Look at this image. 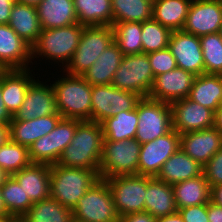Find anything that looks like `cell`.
Wrapping results in <instances>:
<instances>
[{"label": "cell", "instance_id": "e0dca14e", "mask_svg": "<svg viewBox=\"0 0 222 222\" xmlns=\"http://www.w3.org/2000/svg\"><path fill=\"white\" fill-rule=\"evenodd\" d=\"M195 75L181 68L154 77L148 97L161 102L172 103L188 97Z\"/></svg>", "mask_w": 222, "mask_h": 222}, {"label": "cell", "instance_id": "277c9868", "mask_svg": "<svg viewBox=\"0 0 222 222\" xmlns=\"http://www.w3.org/2000/svg\"><path fill=\"white\" fill-rule=\"evenodd\" d=\"M94 170L50 165V197L63 206L73 209L80 197L98 180Z\"/></svg>", "mask_w": 222, "mask_h": 222}, {"label": "cell", "instance_id": "7a4b0ae2", "mask_svg": "<svg viewBox=\"0 0 222 222\" xmlns=\"http://www.w3.org/2000/svg\"><path fill=\"white\" fill-rule=\"evenodd\" d=\"M62 74L51 82L58 113L62 118L91 120L92 85L82 76Z\"/></svg>", "mask_w": 222, "mask_h": 222}, {"label": "cell", "instance_id": "5bb4252c", "mask_svg": "<svg viewBox=\"0 0 222 222\" xmlns=\"http://www.w3.org/2000/svg\"><path fill=\"white\" fill-rule=\"evenodd\" d=\"M172 111V126L184 134L214 127L215 112L207 107L185 98L170 103Z\"/></svg>", "mask_w": 222, "mask_h": 222}, {"label": "cell", "instance_id": "6f0895ef", "mask_svg": "<svg viewBox=\"0 0 222 222\" xmlns=\"http://www.w3.org/2000/svg\"><path fill=\"white\" fill-rule=\"evenodd\" d=\"M16 218L13 216L0 217V222H13Z\"/></svg>", "mask_w": 222, "mask_h": 222}, {"label": "cell", "instance_id": "9c48e42d", "mask_svg": "<svg viewBox=\"0 0 222 222\" xmlns=\"http://www.w3.org/2000/svg\"><path fill=\"white\" fill-rule=\"evenodd\" d=\"M154 82L148 54L124 55L113 76L111 85L136 93L141 98L148 97Z\"/></svg>", "mask_w": 222, "mask_h": 222}, {"label": "cell", "instance_id": "ab89813d", "mask_svg": "<svg viewBox=\"0 0 222 222\" xmlns=\"http://www.w3.org/2000/svg\"><path fill=\"white\" fill-rule=\"evenodd\" d=\"M115 87L108 85H92L91 121L101 123L112 117Z\"/></svg>", "mask_w": 222, "mask_h": 222}, {"label": "cell", "instance_id": "3957f363", "mask_svg": "<svg viewBox=\"0 0 222 222\" xmlns=\"http://www.w3.org/2000/svg\"><path fill=\"white\" fill-rule=\"evenodd\" d=\"M84 25L75 23L66 27L42 29L36 43L32 46V61L35 58L49 60L65 68L79 45ZM53 61V62H52ZM64 66V67H63Z\"/></svg>", "mask_w": 222, "mask_h": 222}, {"label": "cell", "instance_id": "603a6c76", "mask_svg": "<svg viewBox=\"0 0 222 222\" xmlns=\"http://www.w3.org/2000/svg\"><path fill=\"white\" fill-rule=\"evenodd\" d=\"M145 212L158 218L170 215L178 211L172 185L148 176V184L145 190Z\"/></svg>", "mask_w": 222, "mask_h": 222}, {"label": "cell", "instance_id": "1f68e13d", "mask_svg": "<svg viewBox=\"0 0 222 222\" xmlns=\"http://www.w3.org/2000/svg\"><path fill=\"white\" fill-rule=\"evenodd\" d=\"M138 124L137 105L130 111H122L101 122L104 140L135 139Z\"/></svg>", "mask_w": 222, "mask_h": 222}, {"label": "cell", "instance_id": "f35d334b", "mask_svg": "<svg viewBox=\"0 0 222 222\" xmlns=\"http://www.w3.org/2000/svg\"><path fill=\"white\" fill-rule=\"evenodd\" d=\"M204 59V74L222 75V38L220 33L199 37Z\"/></svg>", "mask_w": 222, "mask_h": 222}, {"label": "cell", "instance_id": "7402d4cb", "mask_svg": "<svg viewBox=\"0 0 222 222\" xmlns=\"http://www.w3.org/2000/svg\"><path fill=\"white\" fill-rule=\"evenodd\" d=\"M61 118V115H47L32 120L12 118L9 125L10 140L29 148L37 139L49 134Z\"/></svg>", "mask_w": 222, "mask_h": 222}, {"label": "cell", "instance_id": "f1b7e54d", "mask_svg": "<svg viewBox=\"0 0 222 222\" xmlns=\"http://www.w3.org/2000/svg\"><path fill=\"white\" fill-rule=\"evenodd\" d=\"M177 209L207 204L211 188L203 174L172 185Z\"/></svg>", "mask_w": 222, "mask_h": 222}, {"label": "cell", "instance_id": "836d02e7", "mask_svg": "<svg viewBox=\"0 0 222 222\" xmlns=\"http://www.w3.org/2000/svg\"><path fill=\"white\" fill-rule=\"evenodd\" d=\"M113 23L144 22L152 18L153 0H111Z\"/></svg>", "mask_w": 222, "mask_h": 222}, {"label": "cell", "instance_id": "ee69618b", "mask_svg": "<svg viewBox=\"0 0 222 222\" xmlns=\"http://www.w3.org/2000/svg\"><path fill=\"white\" fill-rule=\"evenodd\" d=\"M184 222H209L207 214V204L189 206L178 209Z\"/></svg>", "mask_w": 222, "mask_h": 222}, {"label": "cell", "instance_id": "f5cc1de1", "mask_svg": "<svg viewBox=\"0 0 222 222\" xmlns=\"http://www.w3.org/2000/svg\"><path fill=\"white\" fill-rule=\"evenodd\" d=\"M10 139L9 126L0 125V147Z\"/></svg>", "mask_w": 222, "mask_h": 222}, {"label": "cell", "instance_id": "8d00e7d4", "mask_svg": "<svg viewBox=\"0 0 222 222\" xmlns=\"http://www.w3.org/2000/svg\"><path fill=\"white\" fill-rule=\"evenodd\" d=\"M31 163L29 148L14 143L10 139L0 147V168L9 176Z\"/></svg>", "mask_w": 222, "mask_h": 222}, {"label": "cell", "instance_id": "5b68a950", "mask_svg": "<svg viewBox=\"0 0 222 222\" xmlns=\"http://www.w3.org/2000/svg\"><path fill=\"white\" fill-rule=\"evenodd\" d=\"M113 42L112 26H85L78 47L67 66L61 71L69 75L82 76Z\"/></svg>", "mask_w": 222, "mask_h": 222}, {"label": "cell", "instance_id": "4dcf8cb0", "mask_svg": "<svg viewBox=\"0 0 222 222\" xmlns=\"http://www.w3.org/2000/svg\"><path fill=\"white\" fill-rule=\"evenodd\" d=\"M77 21L84 26H112L111 0H73Z\"/></svg>", "mask_w": 222, "mask_h": 222}, {"label": "cell", "instance_id": "8992f818", "mask_svg": "<svg viewBox=\"0 0 222 222\" xmlns=\"http://www.w3.org/2000/svg\"><path fill=\"white\" fill-rule=\"evenodd\" d=\"M141 144L136 139L103 140L99 177L138 175Z\"/></svg>", "mask_w": 222, "mask_h": 222}, {"label": "cell", "instance_id": "f6af8a7d", "mask_svg": "<svg viewBox=\"0 0 222 222\" xmlns=\"http://www.w3.org/2000/svg\"><path fill=\"white\" fill-rule=\"evenodd\" d=\"M119 222H155V218L147 212H138L120 217Z\"/></svg>", "mask_w": 222, "mask_h": 222}, {"label": "cell", "instance_id": "d4e9b609", "mask_svg": "<svg viewBox=\"0 0 222 222\" xmlns=\"http://www.w3.org/2000/svg\"><path fill=\"white\" fill-rule=\"evenodd\" d=\"M203 166L179 148L163 165L156 178L174 185L202 175Z\"/></svg>", "mask_w": 222, "mask_h": 222}, {"label": "cell", "instance_id": "94428289", "mask_svg": "<svg viewBox=\"0 0 222 222\" xmlns=\"http://www.w3.org/2000/svg\"><path fill=\"white\" fill-rule=\"evenodd\" d=\"M13 222H24L21 218H16Z\"/></svg>", "mask_w": 222, "mask_h": 222}, {"label": "cell", "instance_id": "bcb514c9", "mask_svg": "<svg viewBox=\"0 0 222 222\" xmlns=\"http://www.w3.org/2000/svg\"><path fill=\"white\" fill-rule=\"evenodd\" d=\"M15 1L0 0V24H8L10 20V14L12 6Z\"/></svg>", "mask_w": 222, "mask_h": 222}, {"label": "cell", "instance_id": "b9f144b4", "mask_svg": "<svg viewBox=\"0 0 222 222\" xmlns=\"http://www.w3.org/2000/svg\"><path fill=\"white\" fill-rule=\"evenodd\" d=\"M202 174L210 188L222 184V147L203 166Z\"/></svg>", "mask_w": 222, "mask_h": 222}, {"label": "cell", "instance_id": "11a10c76", "mask_svg": "<svg viewBox=\"0 0 222 222\" xmlns=\"http://www.w3.org/2000/svg\"><path fill=\"white\" fill-rule=\"evenodd\" d=\"M42 0H17L19 3L37 6Z\"/></svg>", "mask_w": 222, "mask_h": 222}, {"label": "cell", "instance_id": "83f0119b", "mask_svg": "<svg viewBox=\"0 0 222 222\" xmlns=\"http://www.w3.org/2000/svg\"><path fill=\"white\" fill-rule=\"evenodd\" d=\"M187 98L215 112L222 104V75L196 76Z\"/></svg>", "mask_w": 222, "mask_h": 222}, {"label": "cell", "instance_id": "9a60e30c", "mask_svg": "<svg viewBox=\"0 0 222 222\" xmlns=\"http://www.w3.org/2000/svg\"><path fill=\"white\" fill-rule=\"evenodd\" d=\"M37 78L30 84L25 100L16 114L15 120H32L47 115H60L56 108L55 93L51 83ZM47 82V83H46Z\"/></svg>", "mask_w": 222, "mask_h": 222}, {"label": "cell", "instance_id": "d6986e66", "mask_svg": "<svg viewBox=\"0 0 222 222\" xmlns=\"http://www.w3.org/2000/svg\"><path fill=\"white\" fill-rule=\"evenodd\" d=\"M222 147V134L215 128L180 134V148L204 166Z\"/></svg>", "mask_w": 222, "mask_h": 222}, {"label": "cell", "instance_id": "52a82bcc", "mask_svg": "<svg viewBox=\"0 0 222 222\" xmlns=\"http://www.w3.org/2000/svg\"><path fill=\"white\" fill-rule=\"evenodd\" d=\"M74 217L86 222H119L120 215L105 179H99L79 198L72 209Z\"/></svg>", "mask_w": 222, "mask_h": 222}, {"label": "cell", "instance_id": "816d5d0a", "mask_svg": "<svg viewBox=\"0 0 222 222\" xmlns=\"http://www.w3.org/2000/svg\"><path fill=\"white\" fill-rule=\"evenodd\" d=\"M214 127L222 134V104L215 111Z\"/></svg>", "mask_w": 222, "mask_h": 222}, {"label": "cell", "instance_id": "7dc6e473", "mask_svg": "<svg viewBox=\"0 0 222 222\" xmlns=\"http://www.w3.org/2000/svg\"><path fill=\"white\" fill-rule=\"evenodd\" d=\"M207 214L209 222H222V207L209 201L207 203Z\"/></svg>", "mask_w": 222, "mask_h": 222}, {"label": "cell", "instance_id": "9f6ffc18", "mask_svg": "<svg viewBox=\"0 0 222 222\" xmlns=\"http://www.w3.org/2000/svg\"><path fill=\"white\" fill-rule=\"evenodd\" d=\"M9 175L6 174L1 168H0V186L4 183L5 179L8 177Z\"/></svg>", "mask_w": 222, "mask_h": 222}, {"label": "cell", "instance_id": "91938a15", "mask_svg": "<svg viewBox=\"0 0 222 222\" xmlns=\"http://www.w3.org/2000/svg\"><path fill=\"white\" fill-rule=\"evenodd\" d=\"M4 71H5V69L0 65V77Z\"/></svg>", "mask_w": 222, "mask_h": 222}, {"label": "cell", "instance_id": "2e32d148", "mask_svg": "<svg viewBox=\"0 0 222 222\" xmlns=\"http://www.w3.org/2000/svg\"><path fill=\"white\" fill-rule=\"evenodd\" d=\"M168 48L176 59L177 67L193 73L204 74V59L200 38L182 30L171 32Z\"/></svg>", "mask_w": 222, "mask_h": 222}, {"label": "cell", "instance_id": "f546056e", "mask_svg": "<svg viewBox=\"0 0 222 222\" xmlns=\"http://www.w3.org/2000/svg\"><path fill=\"white\" fill-rule=\"evenodd\" d=\"M192 0H153L152 18L171 32L183 29Z\"/></svg>", "mask_w": 222, "mask_h": 222}, {"label": "cell", "instance_id": "7bdbcfd3", "mask_svg": "<svg viewBox=\"0 0 222 222\" xmlns=\"http://www.w3.org/2000/svg\"><path fill=\"white\" fill-rule=\"evenodd\" d=\"M141 99L136 93L121 90L115 87V95L112 107V117L122 111H130L136 108L137 102Z\"/></svg>", "mask_w": 222, "mask_h": 222}, {"label": "cell", "instance_id": "60d3db41", "mask_svg": "<svg viewBox=\"0 0 222 222\" xmlns=\"http://www.w3.org/2000/svg\"><path fill=\"white\" fill-rule=\"evenodd\" d=\"M154 77L177 68L176 59L169 48L148 54Z\"/></svg>", "mask_w": 222, "mask_h": 222}, {"label": "cell", "instance_id": "cb8c5ba5", "mask_svg": "<svg viewBox=\"0 0 222 222\" xmlns=\"http://www.w3.org/2000/svg\"><path fill=\"white\" fill-rule=\"evenodd\" d=\"M36 8L42 29L78 23L73 0H42Z\"/></svg>", "mask_w": 222, "mask_h": 222}, {"label": "cell", "instance_id": "7c38bea8", "mask_svg": "<svg viewBox=\"0 0 222 222\" xmlns=\"http://www.w3.org/2000/svg\"><path fill=\"white\" fill-rule=\"evenodd\" d=\"M180 148V134L172 129L167 134L141 144L138 175L156 177L162 165Z\"/></svg>", "mask_w": 222, "mask_h": 222}, {"label": "cell", "instance_id": "8fae6325", "mask_svg": "<svg viewBox=\"0 0 222 222\" xmlns=\"http://www.w3.org/2000/svg\"><path fill=\"white\" fill-rule=\"evenodd\" d=\"M81 120L61 118L55 128L47 135L37 139L29 147V157L32 163L56 164L70 144Z\"/></svg>", "mask_w": 222, "mask_h": 222}, {"label": "cell", "instance_id": "484cf974", "mask_svg": "<svg viewBox=\"0 0 222 222\" xmlns=\"http://www.w3.org/2000/svg\"><path fill=\"white\" fill-rule=\"evenodd\" d=\"M8 24L31 47L36 43L42 31L37 8L34 5L15 2Z\"/></svg>", "mask_w": 222, "mask_h": 222}, {"label": "cell", "instance_id": "4316f807", "mask_svg": "<svg viewBox=\"0 0 222 222\" xmlns=\"http://www.w3.org/2000/svg\"><path fill=\"white\" fill-rule=\"evenodd\" d=\"M123 56V52L118 48L117 44L113 42L103 51L82 77L90 85L111 84Z\"/></svg>", "mask_w": 222, "mask_h": 222}, {"label": "cell", "instance_id": "e575fe53", "mask_svg": "<svg viewBox=\"0 0 222 222\" xmlns=\"http://www.w3.org/2000/svg\"><path fill=\"white\" fill-rule=\"evenodd\" d=\"M114 30V42L123 52V55L142 53V23L118 22L112 25Z\"/></svg>", "mask_w": 222, "mask_h": 222}, {"label": "cell", "instance_id": "c3c4849f", "mask_svg": "<svg viewBox=\"0 0 222 222\" xmlns=\"http://www.w3.org/2000/svg\"><path fill=\"white\" fill-rule=\"evenodd\" d=\"M13 116L9 113L4 104V99L1 91V77H0V125L9 126Z\"/></svg>", "mask_w": 222, "mask_h": 222}, {"label": "cell", "instance_id": "6125c7cd", "mask_svg": "<svg viewBox=\"0 0 222 222\" xmlns=\"http://www.w3.org/2000/svg\"><path fill=\"white\" fill-rule=\"evenodd\" d=\"M220 35H221V38H222V25H221V28H220Z\"/></svg>", "mask_w": 222, "mask_h": 222}, {"label": "cell", "instance_id": "d590c367", "mask_svg": "<svg viewBox=\"0 0 222 222\" xmlns=\"http://www.w3.org/2000/svg\"><path fill=\"white\" fill-rule=\"evenodd\" d=\"M1 191L4 206L10 216L21 218L33 204L28 195H25L22 186L12 176L5 179Z\"/></svg>", "mask_w": 222, "mask_h": 222}, {"label": "cell", "instance_id": "4fadbf2b", "mask_svg": "<svg viewBox=\"0 0 222 222\" xmlns=\"http://www.w3.org/2000/svg\"><path fill=\"white\" fill-rule=\"evenodd\" d=\"M222 0H192L182 31L201 37L219 33Z\"/></svg>", "mask_w": 222, "mask_h": 222}, {"label": "cell", "instance_id": "ac0fdd59", "mask_svg": "<svg viewBox=\"0 0 222 222\" xmlns=\"http://www.w3.org/2000/svg\"><path fill=\"white\" fill-rule=\"evenodd\" d=\"M0 65L5 70L27 69L34 65L32 47L9 24H0Z\"/></svg>", "mask_w": 222, "mask_h": 222}, {"label": "cell", "instance_id": "74e56055", "mask_svg": "<svg viewBox=\"0 0 222 222\" xmlns=\"http://www.w3.org/2000/svg\"><path fill=\"white\" fill-rule=\"evenodd\" d=\"M171 31L153 18L142 22V53L149 54L168 48Z\"/></svg>", "mask_w": 222, "mask_h": 222}, {"label": "cell", "instance_id": "ffe728a7", "mask_svg": "<svg viewBox=\"0 0 222 222\" xmlns=\"http://www.w3.org/2000/svg\"><path fill=\"white\" fill-rule=\"evenodd\" d=\"M40 63H35L34 69H10L1 75V91L4 104L9 113L14 116L23 104L30 84L37 74L33 70ZM32 71V72H31ZM34 75V76H33Z\"/></svg>", "mask_w": 222, "mask_h": 222}, {"label": "cell", "instance_id": "ba28073f", "mask_svg": "<svg viewBox=\"0 0 222 222\" xmlns=\"http://www.w3.org/2000/svg\"><path fill=\"white\" fill-rule=\"evenodd\" d=\"M137 114L135 139L140 144L150 142L173 129L170 103L144 97L137 102Z\"/></svg>", "mask_w": 222, "mask_h": 222}, {"label": "cell", "instance_id": "680465c9", "mask_svg": "<svg viewBox=\"0 0 222 222\" xmlns=\"http://www.w3.org/2000/svg\"><path fill=\"white\" fill-rule=\"evenodd\" d=\"M70 222H86V221L77 219L76 217L72 216Z\"/></svg>", "mask_w": 222, "mask_h": 222}, {"label": "cell", "instance_id": "f907efd6", "mask_svg": "<svg viewBox=\"0 0 222 222\" xmlns=\"http://www.w3.org/2000/svg\"><path fill=\"white\" fill-rule=\"evenodd\" d=\"M155 222H184V220L179 211H176L173 214L155 218Z\"/></svg>", "mask_w": 222, "mask_h": 222}, {"label": "cell", "instance_id": "30bf717a", "mask_svg": "<svg viewBox=\"0 0 222 222\" xmlns=\"http://www.w3.org/2000/svg\"><path fill=\"white\" fill-rule=\"evenodd\" d=\"M120 217L145 212V190L148 176L118 175L105 179Z\"/></svg>", "mask_w": 222, "mask_h": 222}, {"label": "cell", "instance_id": "44dd1931", "mask_svg": "<svg viewBox=\"0 0 222 222\" xmlns=\"http://www.w3.org/2000/svg\"><path fill=\"white\" fill-rule=\"evenodd\" d=\"M34 203L50 197V165L31 163L11 175Z\"/></svg>", "mask_w": 222, "mask_h": 222}, {"label": "cell", "instance_id": "db71d44e", "mask_svg": "<svg viewBox=\"0 0 222 222\" xmlns=\"http://www.w3.org/2000/svg\"><path fill=\"white\" fill-rule=\"evenodd\" d=\"M3 216H10V215L7 213L6 208L4 206L3 199H2V191H1V186H0V217H3Z\"/></svg>", "mask_w": 222, "mask_h": 222}, {"label": "cell", "instance_id": "6da1fadb", "mask_svg": "<svg viewBox=\"0 0 222 222\" xmlns=\"http://www.w3.org/2000/svg\"><path fill=\"white\" fill-rule=\"evenodd\" d=\"M101 123L80 121L70 144L62 152L57 164L68 168H86L99 175L103 148Z\"/></svg>", "mask_w": 222, "mask_h": 222}, {"label": "cell", "instance_id": "d6a6232c", "mask_svg": "<svg viewBox=\"0 0 222 222\" xmlns=\"http://www.w3.org/2000/svg\"><path fill=\"white\" fill-rule=\"evenodd\" d=\"M72 216V209L49 197L34 202L21 219L24 222H70Z\"/></svg>", "mask_w": 222, "mask_h": 222}, {"label": "cell", "instance_id": "681fc988", "mask_svg": "<svg viewBox=\"0 0 222 222\" xmlns=\"http://www.w3.org/2000/svg\"><path fill=\"white\" fill-rule=\"evenodd\" d=\"M210 201L222 207V184L211 187Z\"/></svg>", "mask_w": 222, "mask_h": 222}]
</instances>
